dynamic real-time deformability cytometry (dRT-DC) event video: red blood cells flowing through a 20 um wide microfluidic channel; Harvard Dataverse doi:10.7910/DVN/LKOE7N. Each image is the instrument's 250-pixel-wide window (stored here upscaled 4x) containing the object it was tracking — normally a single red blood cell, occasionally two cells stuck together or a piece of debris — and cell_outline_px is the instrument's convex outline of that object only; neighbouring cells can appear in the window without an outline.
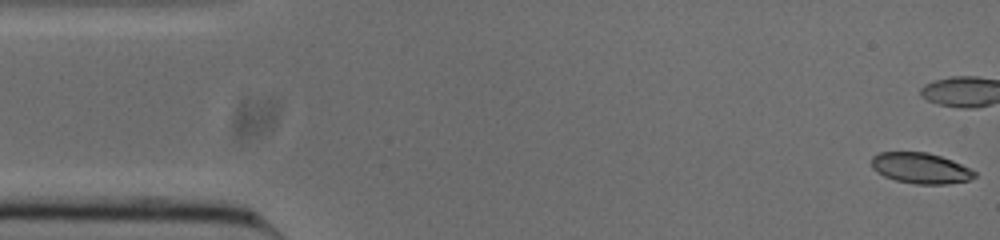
{"species": "common noctule bat (a hibernating species)", "species_latin": "Nyctalus noctula", "temperature_condition": "cold", "stored_images_in_passage": 26, "camera_frame_rate_fps": 3000, "um_per_image_px": 0.085, "animal": {"sex": "male", "body_mass_g": 20.0, "forearm_length_mm": 53.3}, "frame": {"image": 1, "passage_image": 1, "time_ms": 0.0, "image_size_px": [1000, 240], "cell_outline_px": [[976, 176], [968, 180], [948, 184], [916, 184], [896, 180], [884, 176], [876, 172], [872, 168], [872, 156], [880, 152], [928, 152], [952, 160], [976, 172]], "centroid_in_image_um": [78.23, 14.29], "position_along_channel_um": 6.8, "area_um2": 18.38}}